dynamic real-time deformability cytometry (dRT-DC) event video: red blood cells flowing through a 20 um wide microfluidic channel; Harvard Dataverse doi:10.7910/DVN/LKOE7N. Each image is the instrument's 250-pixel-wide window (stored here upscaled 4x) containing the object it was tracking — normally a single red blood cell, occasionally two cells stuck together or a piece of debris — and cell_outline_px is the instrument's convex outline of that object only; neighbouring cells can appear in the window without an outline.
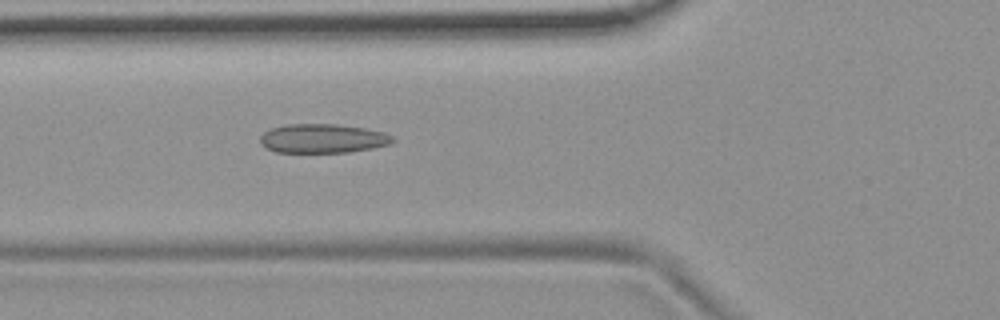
{"species": "common noctule bat (a hibernating species)", "species_latin": "Nyctalus noctula", "temperature_condition": "room temperature", "stored_images_in_passage": 4, "camera_frame_rate_fps": 3000, "um_per_image_px": 0.085, "animal": {"sex": "female", "body_mass_g": 19.9}, "frame": {"image": 1, "passage_image": 4, "time_ms": 3.333, "image_size_px": [1000, 320], "cell_outline_px": [[396, 140], [388, 144], [372, 148], [348, 152], [276, 152], [264, 148], [260, 144], [260, 136], [264, 132], [272, 128], [288, 124], [336, 124], [364, 128], [384, 132], [392, 136]], "centroid_in_image_um": [27.4, 11.77], "position_along_channel_um": 98.4, "area_um2": 22.43}}